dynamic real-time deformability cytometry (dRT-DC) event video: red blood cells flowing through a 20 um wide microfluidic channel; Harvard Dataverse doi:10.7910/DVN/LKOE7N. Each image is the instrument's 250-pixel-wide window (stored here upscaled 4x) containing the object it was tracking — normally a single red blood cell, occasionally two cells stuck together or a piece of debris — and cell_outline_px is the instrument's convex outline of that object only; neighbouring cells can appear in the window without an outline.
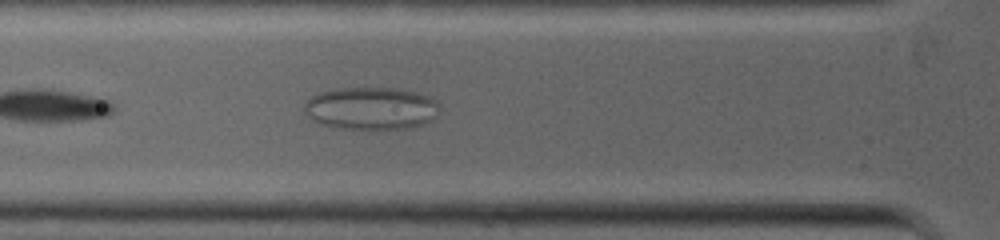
{"species": "common noctule bat (a hibernating species)", "species_latin": "Nyctalus noctula", "temperature_condition": "warm", "stored_images_in_passage": 29, "camera_frame_rate_fps": 5000, "um_per_image_px": 0.085, "animal": {"sex": "female", "body_mass_g": 19.0, "forearm_length_mm": 53.3}, "frame": {"image": 1, "passage_image": 5, "time_ms": 1.6, "image_size_px": [1000, 240], "cell_outline_px": [[440, 108], [436, 116], [432, 120], [424, 124], [408, 128], [340, 128], [320, 124], [304, 116], [304, 104], [312, 96], [320, 92], [340, 88], [392, 88], [416, 92], [428, 96], [436, 100], [440, 104]], "centroid_in_image_um": [31.54, 9.21], "position_along_channel_um": 94.3, "area_um2": 33.58}}